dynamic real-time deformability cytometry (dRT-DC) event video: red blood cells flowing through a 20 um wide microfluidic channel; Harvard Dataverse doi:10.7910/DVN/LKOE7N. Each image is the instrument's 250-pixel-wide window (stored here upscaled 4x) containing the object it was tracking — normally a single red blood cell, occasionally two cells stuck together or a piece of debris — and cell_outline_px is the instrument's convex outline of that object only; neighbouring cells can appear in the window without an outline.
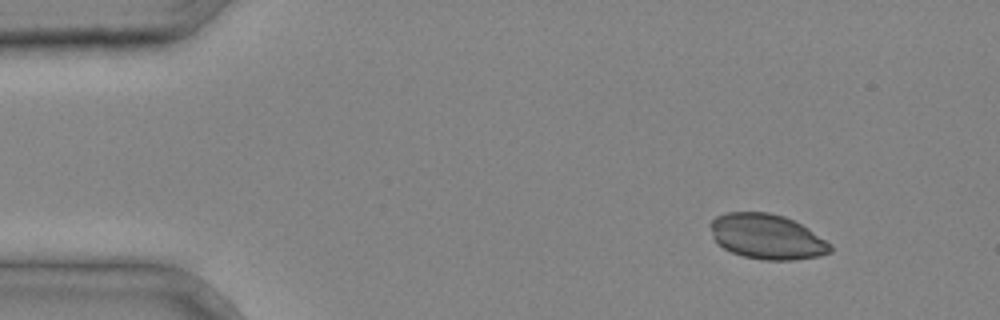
{"species": "common noctule bat (a hibernating species)", "species_latin": "Nyctalus noctula", "temperature_condition": "cold", "stored_images_in_passage": 37, "camera_frame_rate_fps": 3000, "um_per_image_px": 0.085, "animal": {"sex": "male", "body_mass_g": 20.4}, "frame": {"image": 1, "passage_image": 4, "time_ms": 1.0, "image_size_px": [1000, 320], "cell_outline_px": [[832, 252], [820, 256], [792, 260], [764, 260], [744, 256], [732, 252], [724, 248], [712, 236], [708, 224], [716, 216], [728, 212], [768, 212], [784, 216], [808, 228], [832, 244]], "centroid_in_image_um": [65.2, 20.11], "position_along_channel_um": 19.8, "area_um2": 31.5}}
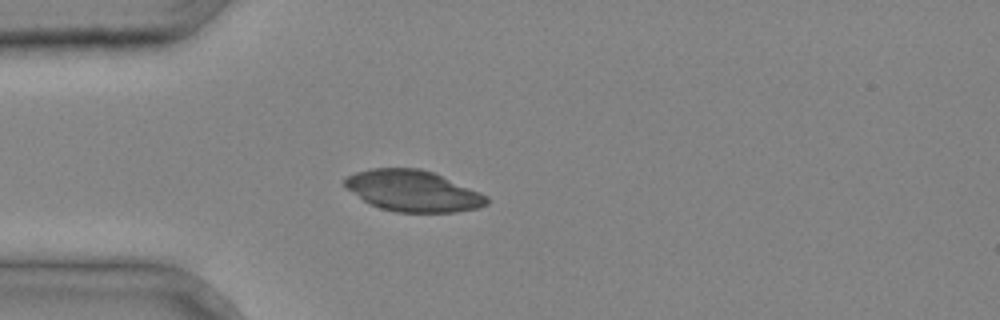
{"frame": {"image": 2, "passage_image": 10, "time_ms": 3.0, "image_size_px": [1000, 320], "cell_outline_px": [[488, 204], [476, 208], [456, 212], [396, 212], [380, 208], [368, 204], [348, 188], [344, 184], [344, 176], [356, 172], [372, 168], [420, 168], [432, 172], [480, 192], [488, 196]], "centroid_in_image_um": [35.09, 16.23], "position_along_channel_um": 49.9, "area_um2": 33.87}}
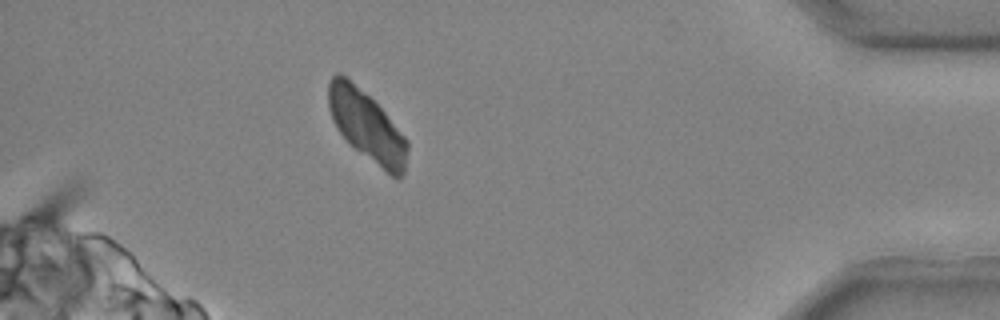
{"frame": {"image": 3, "passage_image": 34, "time_ms": 11.0, "image_size_px": [1000, 320], "cell_outline_px": [[408, 148], [404, 172], [400, 180], [396, 180], [356, 148], [340, 132], [332, 120], [328, 108], [328, 80], [336, 72], [340, 72], [364, 92], [384, 112], [408, 140]], "centroid_in_image_um": [31.18, 10.7], "position_along_channel_um": 404.0, "area_um2": 31.79}}